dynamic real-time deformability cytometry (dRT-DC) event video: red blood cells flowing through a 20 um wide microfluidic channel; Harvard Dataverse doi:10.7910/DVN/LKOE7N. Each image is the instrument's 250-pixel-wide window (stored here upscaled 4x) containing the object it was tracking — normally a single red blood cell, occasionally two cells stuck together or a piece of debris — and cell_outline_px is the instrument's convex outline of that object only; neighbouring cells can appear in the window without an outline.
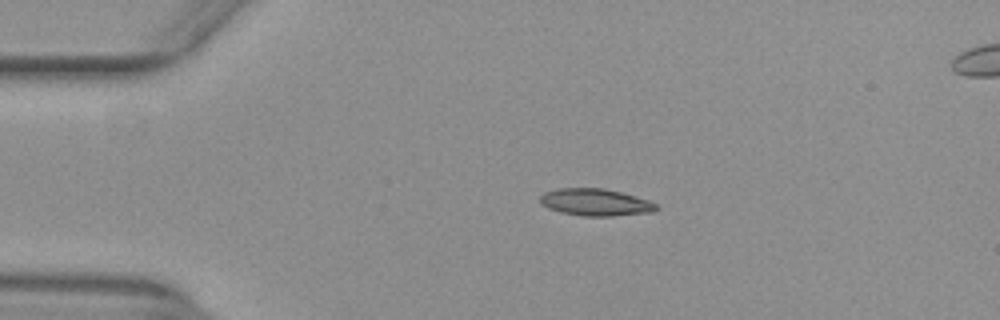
{"species": "common noctule bat (a hibernating species)", "species_latin": "Nyctalus noctula", "temperature_condition": "warm", "stored_images_in_passage": 42, "camera_frame_rate_fps": 3000, "um_per_image_px": 0.085, "animal": {"sex": "female", "body_mass_g": 29.2, "forearm_length_mm": 56.3}, "frame": {"image": 1, "passage_image": 1, "time_ms": 0.0, "image_size_px": [1000, 320], "cell_outline_px": [[660, 208], [652, 212], [612, 216], [584, 216], [560, 212], [548, 208], [540, 204], [540, 196], [544, 192], [556, 188], [604, 188], [636, 196], [648, 200], [656, 204]], "centroid_in_image_um": [50.6, 17.19], "position_along_channel_um": 34.4, "area_um2": 18.44}}
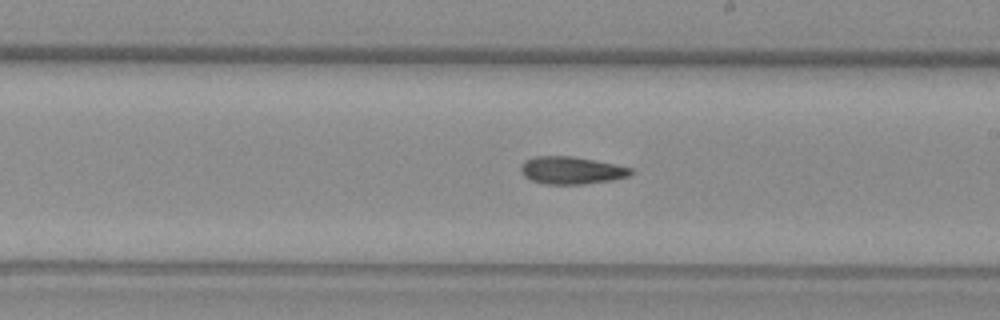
{"frame": {"image": 2, "passage_image": 20, "time_ms": 6.333, "image_size_px": [1000, 320], "cell_outline_px": [[636, 172], [628, 176], [612, 180], [584, 184], [544, 184], [532, 180], [524, 176], [520, 172], [520, 164], [524, 160], [536, 156], [572, 156], [632, 168]], "centroid_in_image_um": [48.54, 14.48], "position_along_channel_um": 240.5, "area_um2": 17.63}}
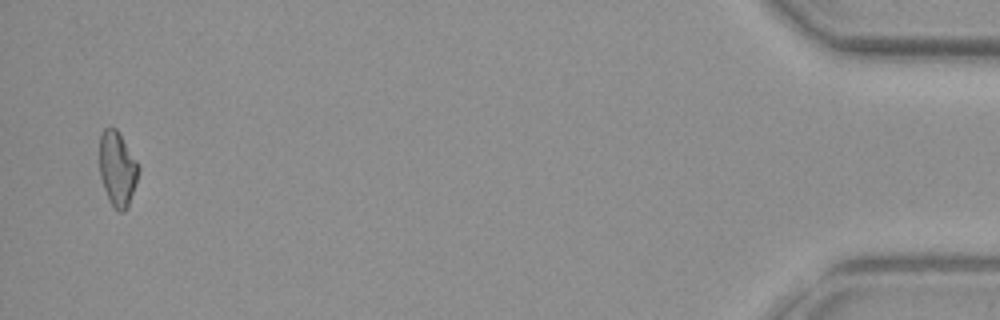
{"frame": {"image": 3, "passage_image": 41, "time_ms": 13.333, "image_size_px": [1000, 320], "cell_outline_px": [[140, 168], [128, 208], [124, 212], [120, 212], [108, 200], [100, 176], [100, 136], [104, 128], [116, 128], [136, 160]], "centroid_in_image_um": [9.98, 14.36], "position_along_channel_um": 425.2, "area_um2": 16.76}, "authors_computed_cell_mechanics": {"area_um2": 17.629, "velocity_mm_per_s": 3.9459, "shape_relaxation_time_tau1_ms": 11.0217, "shape_relaxation_time_tau2_ms": 6.8282, "deformation_change_tau1": 0.2316, "deformation_change_tau2": 0.1525}}